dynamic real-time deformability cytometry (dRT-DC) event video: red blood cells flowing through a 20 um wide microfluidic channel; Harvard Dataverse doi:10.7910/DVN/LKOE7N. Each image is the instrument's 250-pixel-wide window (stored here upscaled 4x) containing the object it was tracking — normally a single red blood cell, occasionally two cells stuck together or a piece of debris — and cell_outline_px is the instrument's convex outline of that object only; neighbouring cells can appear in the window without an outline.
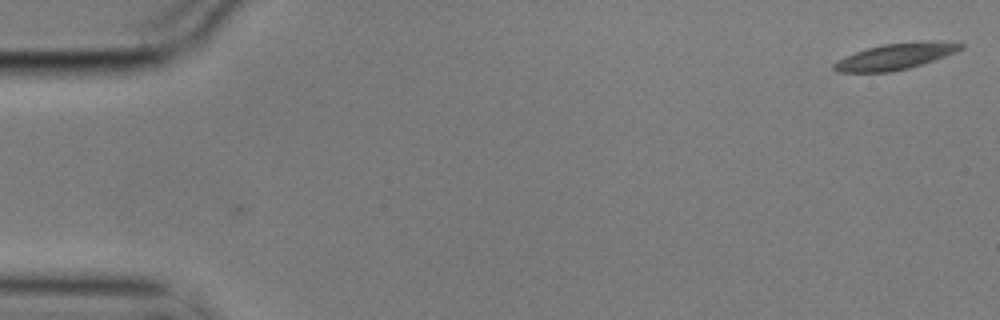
{"species": "common noctule bat (a hibernating species)", "species_latin": "Nyctalus noctula", "temperature_condition": "cold", "stored_images_in_passage": 2, "camera_frame_rate_fps": 3000, "um_per_image_px": 0.085, "animal": {"sex": "male", "body_mass_g": 17.9}, "frame": {"image": 1, "passage_image": 2, "time_ms": 0.333, "image_size_px": [1000, 320], "cell_outline_px": [[964, 48], [956, 52], [908, 68], [892, 72], [836, 72], [832, 68], [832, 64], [836, 60], [844, 56], [868, 48], [884, 44], [928, 40], [964, 44]], "centroid_in_image_um": [76.06, 4.8], "position_along_channel_um": 8.9, "area_um2": 19.19}}